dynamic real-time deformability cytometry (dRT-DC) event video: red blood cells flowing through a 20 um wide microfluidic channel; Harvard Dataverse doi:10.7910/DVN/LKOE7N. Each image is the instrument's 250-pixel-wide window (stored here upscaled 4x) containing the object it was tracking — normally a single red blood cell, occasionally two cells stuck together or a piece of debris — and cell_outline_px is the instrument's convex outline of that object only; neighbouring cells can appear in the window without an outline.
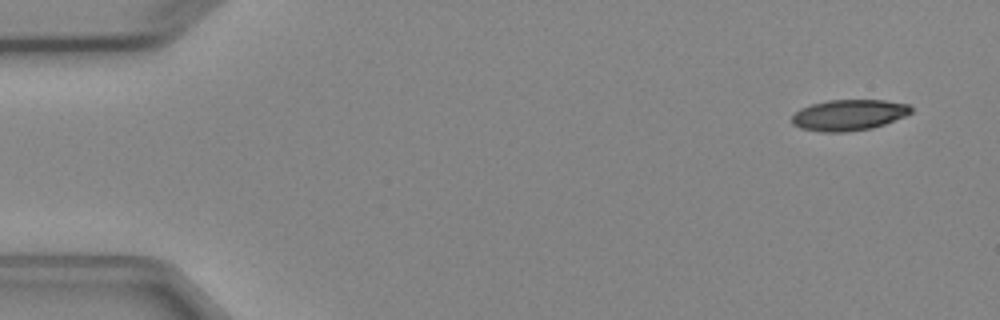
{"species": "Egyptian fruit bat (a non-hibernating species)", "species_latin": "Rousettus aegyptiacus", "temperature_condition": "cold", "stored_images_in_passage": 6, "camera_frame_rate_fps": 3000, "um_per_image_px": 0.085, "animal": {"sex": "female"}, "frame": {"image": 1, "passage_image": 1, "time_ms": 0.0, "image_size_px": [1000, 320], "cell_outline_px": [[912, 112], [904, 116], [884, 124], [872, 128], [848, 132], [820, 132], [800, 128], [792, 124], [792, 116], [800, 108], [812, 104], [828, 100], [884, 100], [908, 104], [912, 108]], "centroid_in_image_um": [72.13, 9.78], "position_along_channel_um": 12.9, "area_um2": 21.5}}
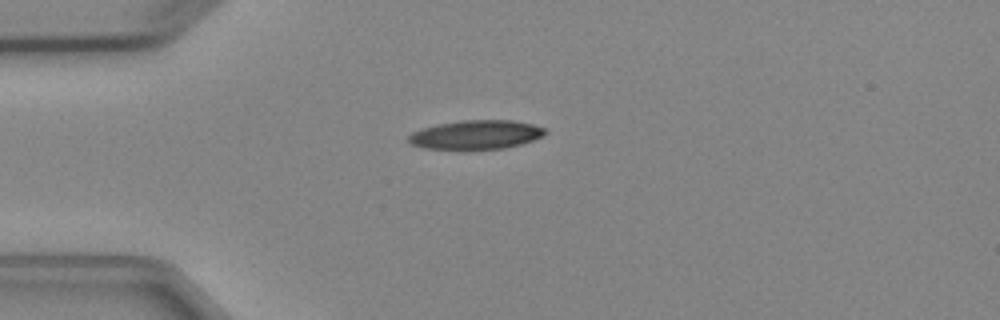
{"frame": {"image": 2, "passage_image": 3, "time_ms": 3.333, "image_size_px": [1000, 320], "cell_outline_px": [[548, 132], [544, 136], [520, 144], [504, 148], [424, 148], [412, 144], [408, 140], [408, 136], [412, 132], [420, 128], [436, 124], [460, 120], [512, 120], [532, 124], [544, 128]], "centroid_in_image_um": [40.46, 11.42], "position_along_channel_um": 44.5, "area_um2": 22.83}}
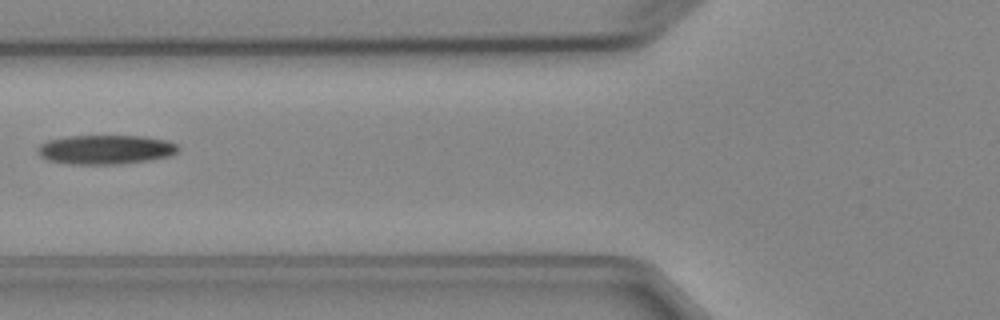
{"frame": {"image": 3, "passage_image": 5, "time_ms": 5.667, "image_size_px": [1000, 320], "cell_outline_px": [[180, 148], [176, 152], [168, 156], [148, 160], [116, 164], [68, 164], [48, 160], [40, 156], [36, 152], [36, 148], [40, 144], [48, 140], [68, 136], [144, 136], [164, 140], [176, 144]], "centroid_in_image_um": [8.91, 12.71], "position_along_channel_um": 116.9, "area_um2": 23.87}}